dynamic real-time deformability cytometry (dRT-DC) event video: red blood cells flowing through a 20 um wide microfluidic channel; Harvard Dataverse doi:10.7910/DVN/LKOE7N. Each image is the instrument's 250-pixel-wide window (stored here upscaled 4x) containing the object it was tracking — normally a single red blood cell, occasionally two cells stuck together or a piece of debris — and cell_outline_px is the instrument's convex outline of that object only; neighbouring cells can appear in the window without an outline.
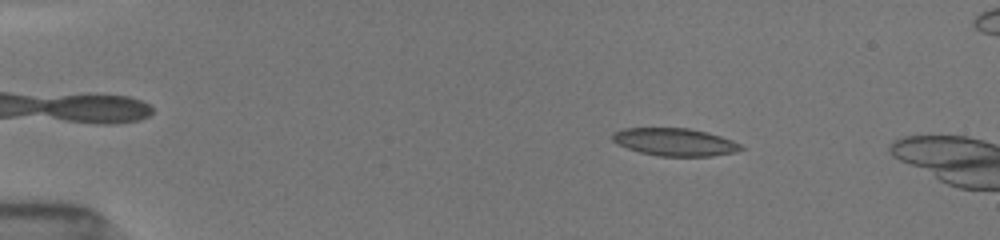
{"species": "common noctule bat (a hibernating species)", "species_latin": "Nyctalus noctula", "temperature_condition": "room temperature", "stored_images_in_passage": 20, "camera_frame_rate_fps": 3000, "um_per_image_px": 0.085, "animal": {"sex": "female", "body_mass_g": 19.5, "forearm_length_mm": 54.1}, "frame": {"image": 1, "passage_image": 4, "time_ms": 2.0, "image_size_px": [1000, 240], "cell_outline_px": [[744, 148], [736, 152], [712, 156], [660, 156], [640, 152], [628, 148], [612, 140], [612, 136], [616, 132], [624, 128], [688, 128], [708, 132], [732, 140], [740, 144]], "centroid_in_image_um": [57.4, 12.07], "position_along_channel_um": 27.6, "area_um2": 20.52}}
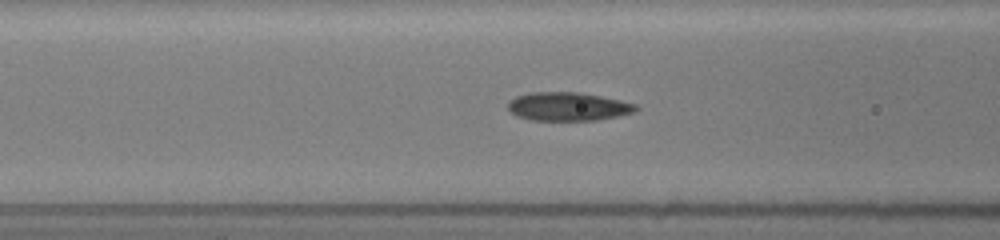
{"frame": {"image": 2, "passage_image": 13, "time_ms": 6.333, "image_size_px": [1000, 240], "cell_outline_px": [[640, 108], [636, 112], [596, 120], [532, 120], [516, 116], [508, 108], [508, 104], [516, 96], [528, 92], [580, 92], [620, 100], [636, 104]], "centroid_in_image_um": [48.3, 9.05], "position_along_channel_um": 118.3, "area_um2": 21.21}}
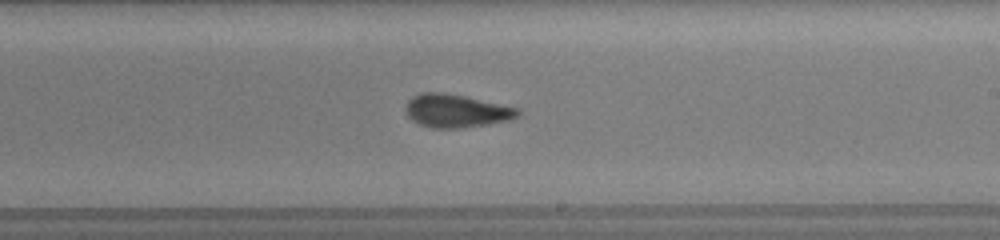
{"frame": {"image": 3, "passage_image": 20, "time_ms": 9.667, "image_size_px": [1000, 240], "cell_outline_px": [[520, 116], [508, 120], [488, 124], [460, 128], [432, 128], [420, 124], [412, 120], [408, 116], [404, 108], [408, 100], [412, 96], [420, 92], [444, 92], [464, 96], [520, 108]], "centroid_in_image_um": [38.77, 9.41], "position_along_channel_um": 250.2, "area_um2": 21.79}}